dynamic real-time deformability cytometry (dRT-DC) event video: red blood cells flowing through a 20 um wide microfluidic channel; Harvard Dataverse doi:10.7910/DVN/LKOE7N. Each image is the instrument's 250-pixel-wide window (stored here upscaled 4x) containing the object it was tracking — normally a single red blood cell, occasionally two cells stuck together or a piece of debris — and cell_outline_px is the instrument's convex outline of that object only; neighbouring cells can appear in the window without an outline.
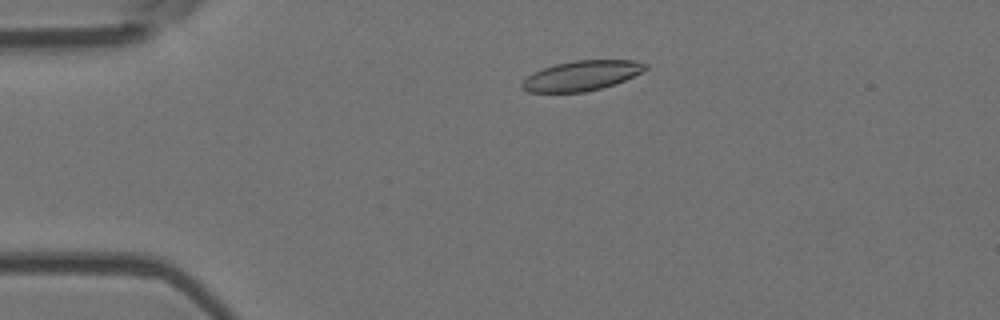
{"species": "Egyptian fruit bat (a non-hibernating species)", "species_latin": "Rousettus aegyptiacus", "temperature_condition": "room temperature", "stored_images_in_passage": 4, "camera_frame_rate_fps": 3000, "um_per_image_px": 0.085, "animal": {"sex": "female"}, "frame": {"image": 1, "passage_image": 3, "time_ms": 0.667, "image_size_px": [1000, 320], "cell_outline_px": [[648, 68], [616, 84], [584, 92], [528, 92], [520, 88], [520, 84], [528, 76], [544, 68], [556, 64], [576, 60], [636, 60], [648, 64]], "centroid_in_image_um": [49.45, 6.43], "position_along_channel_um": 35.6, "area_um2": 21.33}}